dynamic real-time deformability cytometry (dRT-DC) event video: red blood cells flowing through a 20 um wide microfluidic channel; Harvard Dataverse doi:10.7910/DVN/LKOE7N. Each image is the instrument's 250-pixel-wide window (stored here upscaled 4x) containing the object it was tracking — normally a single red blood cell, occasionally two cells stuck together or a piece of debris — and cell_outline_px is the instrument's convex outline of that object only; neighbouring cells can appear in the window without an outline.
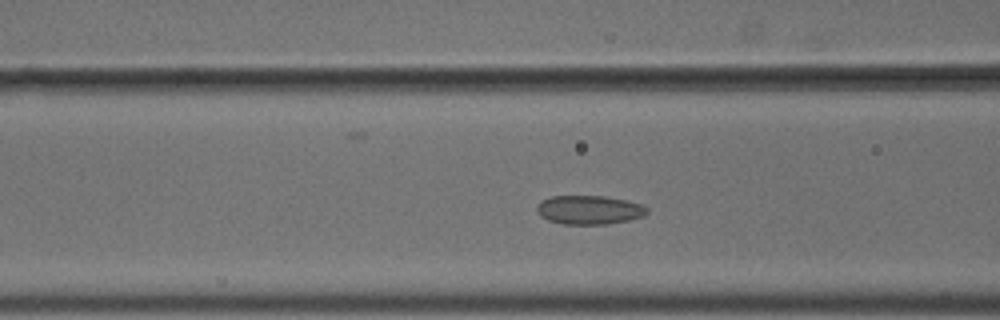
{"species": "common noctule bat (a hibernating species)", "species_latin": "Nyctalus noctula", "temperature_condition": "cold", "stored_images_in_passage": 51, "camera_frame_rate_fps": 3000, "um_per_image_px": 0.085, "animal": {"sex": "male", "body_mass_g": 18.8}, "frame": {"image": 1, "passage_image": 17, "time_ms": 5.333, "image_size_px": [1000, 320], "cell_outline_px": [[648, 212], [644, 216], [628, 220], [608, 224], [564, 224], [548, 220], [540, 216], [536, 212], [536, 208], [540, 200], [552, 196], [604, 196], [624, 200], [640, 204], [648, 208]], "centroid_in_image_um": [50.05, 17.84], "position_along_channel_um": 116.5, "area_um2": 18.55}}
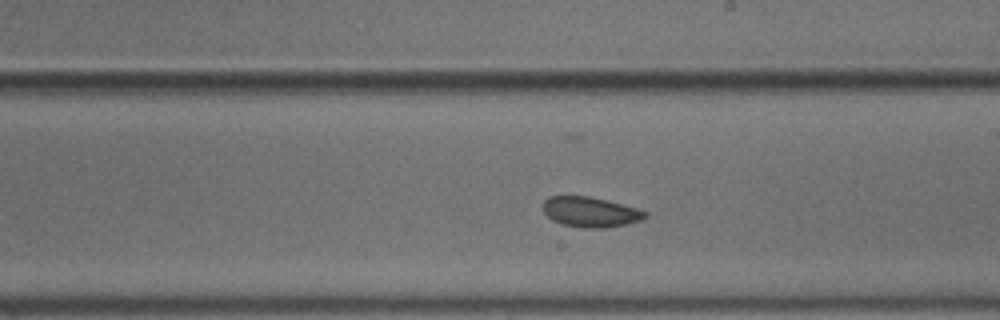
{"frame": {"image": 2, "passage_image": 27, "time_ms": 8.667, "image_size_px": [1000, 320], "cell_outline_px": [[648, 216], [640, 220], [608, 228], [580, 228], [560, 224], [552, 220], [544, 212], [544, 200], [548, 196], [588, 196], [636, 208], [648, 212]], "centroid_in_image_um": [50.16, 18.03], "position_along_channel_um": 238.8, "area_um2": 17.86}}
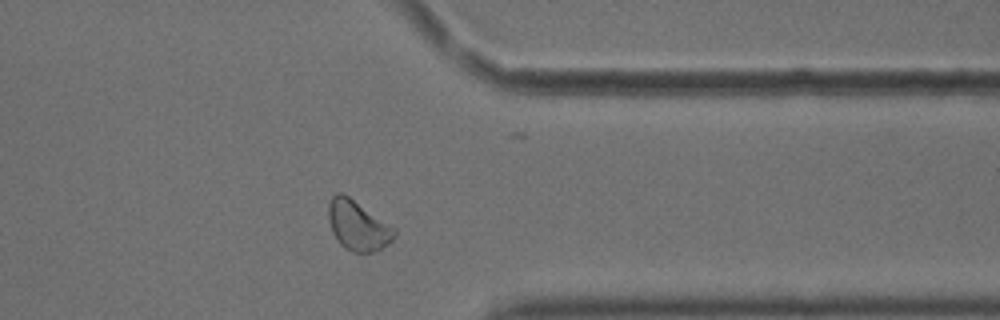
{"frame": {"image": 3, "passage_image": 39, "time_ms": 12.667, "image_size_px": [1000, 320], "cell_outline_px": [[396, 232], [392, 240], [388, 244], [372, 252], [352, 252], [344, 248], [336, 240], [332, 232], [328, 220], [328, 204], [332, 196], [336, 192], [340, 192], [348, 196], [396, 228]], "centroid_in_image_um": [30.39, 19.17], "position_along_channel_um": 381.0, "area_um2": 19.13}, "authors_computed_cell_mechanics": {"area_um2": 18.9584, "velocity_mm_per_s": 3.668, "shape_relaxation_time_tau1_ms": null, "shape_relaxation_time_tau2_ms": 2.9344, "deformation_change_tau1": null, "deformation_change_tau2": 0.0767}}